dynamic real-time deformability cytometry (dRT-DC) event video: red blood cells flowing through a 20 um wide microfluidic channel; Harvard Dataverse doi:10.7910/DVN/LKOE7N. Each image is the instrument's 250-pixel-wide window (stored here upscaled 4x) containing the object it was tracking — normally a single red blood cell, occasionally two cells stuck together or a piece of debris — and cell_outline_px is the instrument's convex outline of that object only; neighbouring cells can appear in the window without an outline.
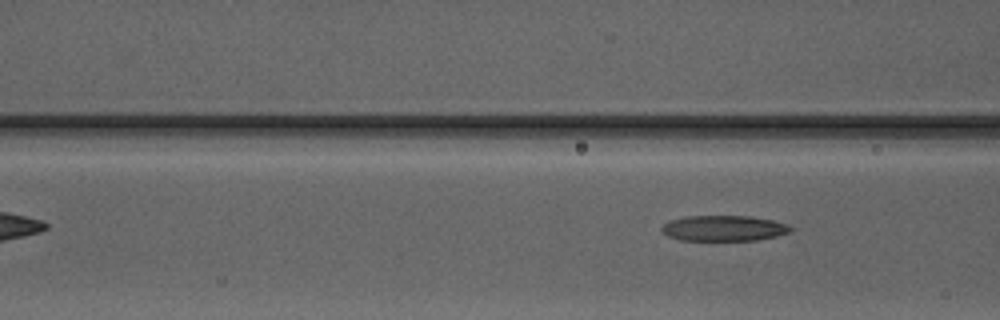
{"species": "Egyptian fruit bat (a non-hibernating species)", "species_latin": "Rousettus aegyptiacus", "temperature_condition": "warm", "stored_images_in_passage": 4, "camera_frame_rate_fps": 3000, "um_per_image_px": 0.085, "animal": {"sex": "male"}, "frame": {"image": 1, "passage_image": 4, "time_ms": 3.667, "image_size_px": [1000, 320], "cell_outline_px": [[792, 232], [776, 236], [756, 240], [680, 240], [668, 236], [660, 232], [660, 228], [668, 220], [688, 216], [752, 216], [772, 220], [788, 224], [792, 228]], "centroid_in_image_um": [61.51, 19.4], "position_along_channel_um": 105.1, "area_um2": 19.36}}